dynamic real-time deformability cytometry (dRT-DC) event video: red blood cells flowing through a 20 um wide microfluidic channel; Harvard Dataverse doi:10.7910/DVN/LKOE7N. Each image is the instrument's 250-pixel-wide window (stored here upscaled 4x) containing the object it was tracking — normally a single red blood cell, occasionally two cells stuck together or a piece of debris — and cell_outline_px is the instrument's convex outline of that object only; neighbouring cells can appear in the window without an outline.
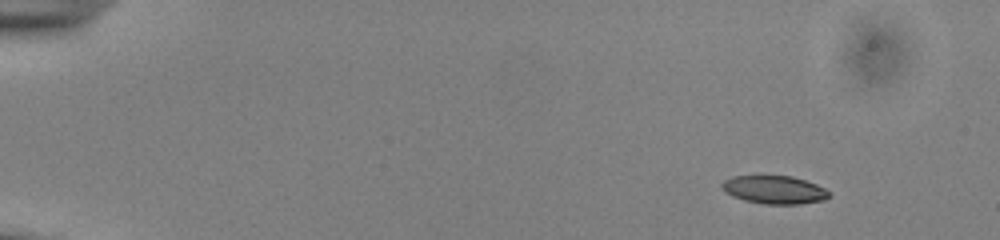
{"species": "common noctule bat (a hibernating species)", "species_latin": "Nyctalus noctula", "temperature_condition": "cold", "stored_images_in_passage": 50, "camera_frame_rate_fps": 3000, "um_per_image_px": 0.085, "animal": {"sex": "male", "body_mass_g": 13.0, "forearm_length_mm": 53.1}, "frame": {"image": 1, "passage_image": 1, "time_ms": 0.0, "image_size_px": [1000, 240], "cell_outline_px": [[832, 196], [824, 200], [800, 204], [764, 204], [744, 200], [732, 196], [724, 192], [720, 188], [720, 184], [724, 180], [732, 176], [792, 176], [816, 184], [832, 192]], "centroid_in_image_um": [65.82, 16.13], "position_along_channel_um": 19.2, "area_um2": 17.8}}
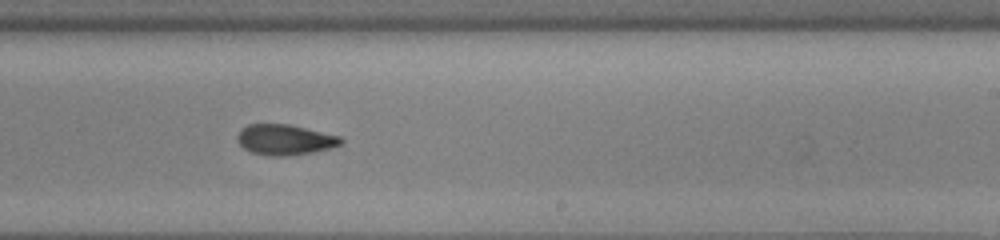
{"frame": {"image": 2, "passage_image": 30, "time_ms": 9.667, "image_size_px": [1000, 240], "cell_outline_px": [[344, 144], [312, 152], [284, 156], [268, 156], [252, 152], [244, 148], [236, 140], [236, 136], [248, 124], [288, 124], [340, 136], [344, 140]], "centroid_in_image_um": [24.22, 11.88], "position_along_channel_um": 264.8, "area_um2": 18.26}}
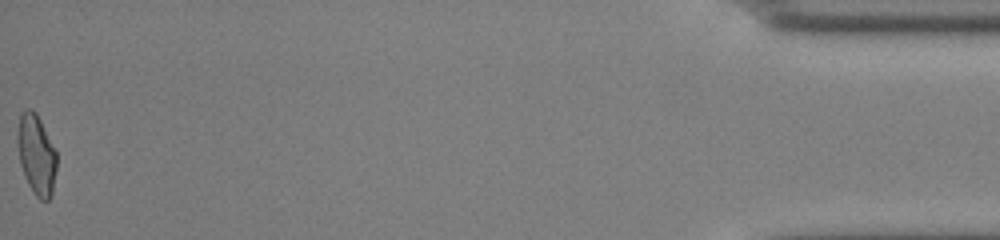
{"frame": {"image": 3, "passage_image": 50, "time_ms": 16.333, "image_size_px": [1000, 240], "cell_outline_px": [[56, 168], [52, 196], [48, 200], [40, 200], [36, 196], [28, 184], [24, 176], [20, 164], [16, 140], [16, 136], [20, 112], [24, 108], [32, 108], [36, 112], [56, 152]], "centroid_in_image_um": [3.06, 13.12], "position_along_channel_um": 432.1, "area_um2": 18.5}, "authors_computed_cell_mechanics": {"area_um2": 18.5827, "velocity_mm_per_s": 3.8352, "shape_relaxation_time_tau1_ms": 4.1218, "shape_relaxation_time_tau2_ms": 1.8748, "deformation_change_tau1": 0.15, "deformation_change_tau2": 0.0805}}